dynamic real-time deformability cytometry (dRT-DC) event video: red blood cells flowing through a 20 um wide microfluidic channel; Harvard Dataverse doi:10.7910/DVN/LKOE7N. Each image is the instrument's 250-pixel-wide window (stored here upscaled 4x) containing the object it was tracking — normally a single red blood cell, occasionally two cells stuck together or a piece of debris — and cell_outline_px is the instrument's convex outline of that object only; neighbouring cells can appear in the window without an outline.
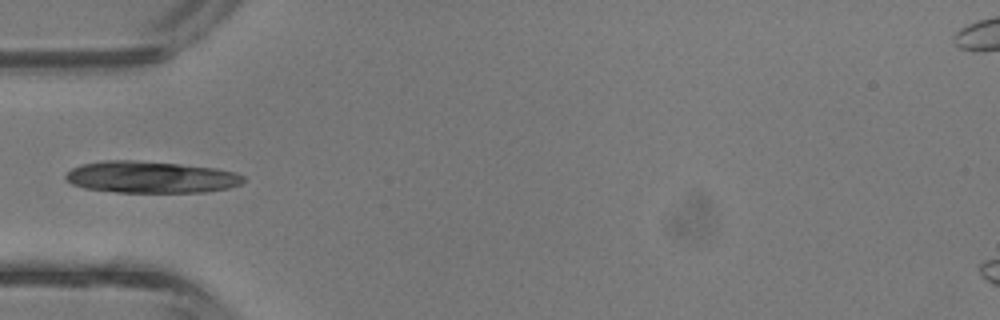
{"species": "common noctule bat (a hibernating species)", "species_latin": "Nyctalus noctula", "temperature_condition": "room temperature", "stored_images_in_passage": 42, "camera_frame_rate_fps": 3000, "um_per_image_px": 0.085, "animal": {"sex": "male", "body_mass_g": 13.3}, "frame": {"image": 1, "passage_image": 14, "time_ms": 4.333, "image_size_px": [1000, 320], "cell_outline_px": [[244, 180], [240, 184], [228, 188], [204, 192], [116, 192], [84, 188], [72, 184], [64, 176], [72, 168], [80, 164], [104, 160], [132, 160], [180, 164], [216, 168], [236, 172], [244, 176]], "centroid_in_image_um": [12.81, 15.05], "position_along_channel_um": 72.2, "area_um2": 32.89}}
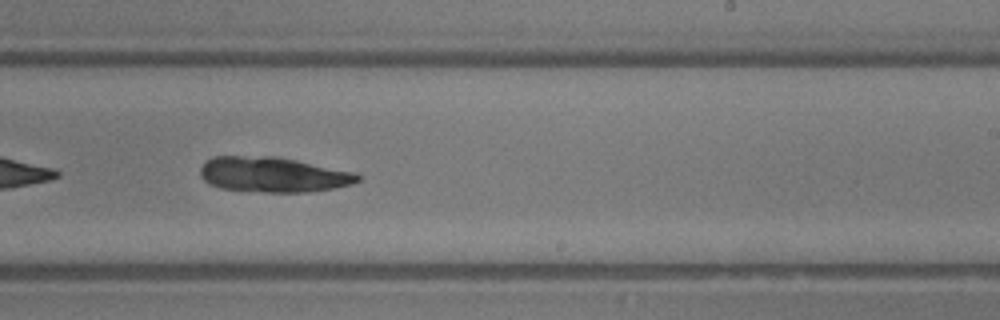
{"frame": {"image": 2, "passage_image": 26, "time_ms": 8.333, "image_size_px": [1000, 320], "cell_outline_px": [[360, 180], [352, 184], [332, 188], [308, 192], [264, 192], [220, 188], [208, 184], [200, 176], [200, 168], [204, 160], [212, 156], [272, 156], [296, 160], [356, 172], [360, 176]], "centroid_in_image_um": [23.17, 14.83], "position_along_channel_um": 265.8, "area_um2": 32.43}}
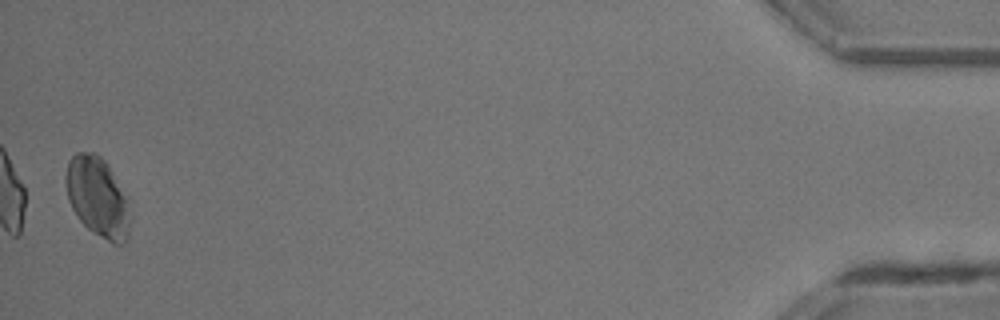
{"frame": {"image": 3, "passage_image": 42, "time_ms": 13.667, "image_size_px": [1000, 320], "cell_outline_px": [[128, 236], [124, 244], [112, 244], [92, 232], [80, 220], [72, 208], [68, 200], [64, 180], [64, 176], [68, 160], [76, 152], [92, 152], [100, 156], [104, 160], [124, 196], [128, 220]], "centroid_in_image_um": [8.21, 16.75], "position_along_channel_um": 427.0, "area_um2": 29.19}}